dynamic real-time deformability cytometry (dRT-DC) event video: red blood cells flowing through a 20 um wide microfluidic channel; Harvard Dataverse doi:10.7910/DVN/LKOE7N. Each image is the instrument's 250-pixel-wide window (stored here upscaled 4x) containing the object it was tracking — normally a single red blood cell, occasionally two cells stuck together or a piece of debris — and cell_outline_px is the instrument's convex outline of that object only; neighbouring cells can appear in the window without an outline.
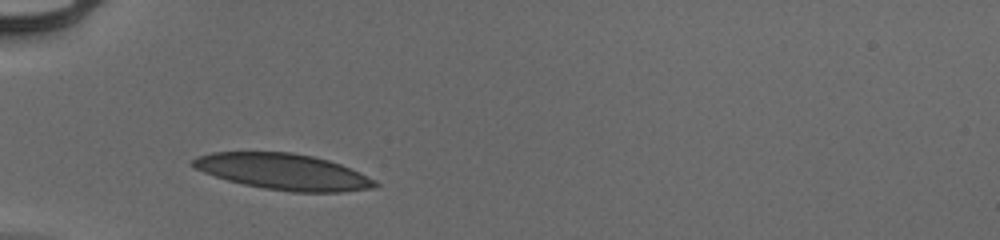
{"species": "human", "species_latin": "Homo sapiens", "temperature_condition": "cold", "stored_images_in_passage": 29, "camera_frame_rate_fps": 3000, "um_per_image_px": 0.085, "donor": {"sex": "male"}, "frame": {"image": 1, "passage_image": 1, "time_ms": 0.0, "image_size_px": [1000, 240], "cell_outline_px": [[380, 184], [376, 188], [340, 192], [292, 192], [264, 188], [244, 184], [228, 180], [204, 172], [188, 164], [196, 156], [212, 152], [292, 152], [312, 156], [328, 160], [340, 164], [376, 180]], "centroid_in_image_um": [24.08, 14.59], "position_along_channel_um": 60.9, "area_um2": 38.21}}
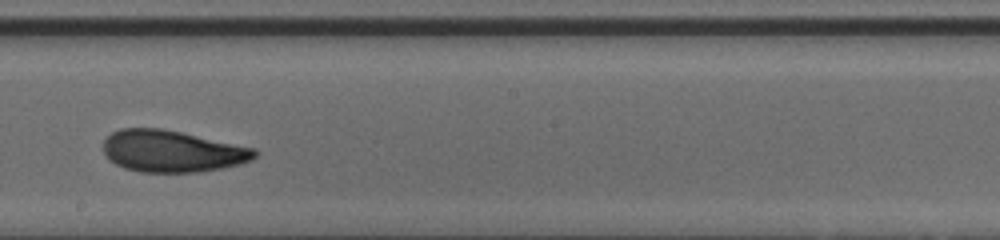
{"frame": {"image": 2, "passage_image": 15, "time_ms": 4.667, "image_size_px": [1000, 240], "cell_outline_px": [[260, 152], [252, 160], [240, 164], [220, 168], [196, 172], [140, 172], [124, 168], [108, 160], [104, 152], [104, 140], [112, 132], [120, 128], [164, 128], [256, 148]], "centroid_in_image_um": [14.64, 12.84], "position_along_channel_um": 233.6, "area_um2": 37.11}}
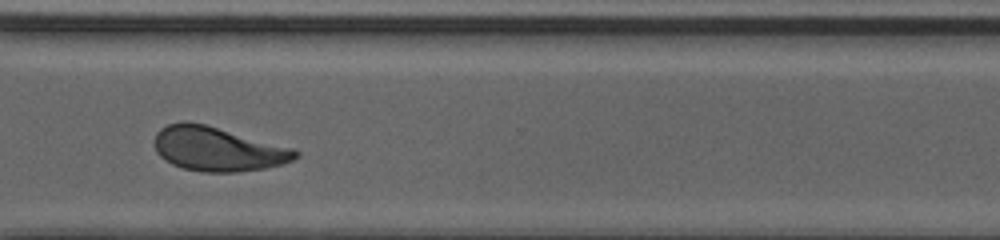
{"frame": {"image": 3, "passage_image": 24, "time_ms": 7.667, "image_size_px": [1000, 240], "cell_outline_px": [[300, 156], [284, 164], [264, 168], [236, 172], [200, 172], [184, 168], [172, 164], [164, 160], [156, 152], [152, 140], [156, 132], [160, 128], [168, 124], [184, 120], [204, 124], [292, 148], [300, 152]], "centroid_in_image_um": [18.45, 12.66], "position_along_channel_um": 352.2, "area_um2": 36.41}, "authors_computed_cell_mechanics": {"area_um2": 37.1076, "velocity_mm_per_s": 3.9375, "shape_relaxation_time_tau1_ms": 4.553, "shape_relaxation_time_tau2_ms": 1.4989, "deformation_change_tau1": 0.158, "deformation_change_tau2": 0.0778}}